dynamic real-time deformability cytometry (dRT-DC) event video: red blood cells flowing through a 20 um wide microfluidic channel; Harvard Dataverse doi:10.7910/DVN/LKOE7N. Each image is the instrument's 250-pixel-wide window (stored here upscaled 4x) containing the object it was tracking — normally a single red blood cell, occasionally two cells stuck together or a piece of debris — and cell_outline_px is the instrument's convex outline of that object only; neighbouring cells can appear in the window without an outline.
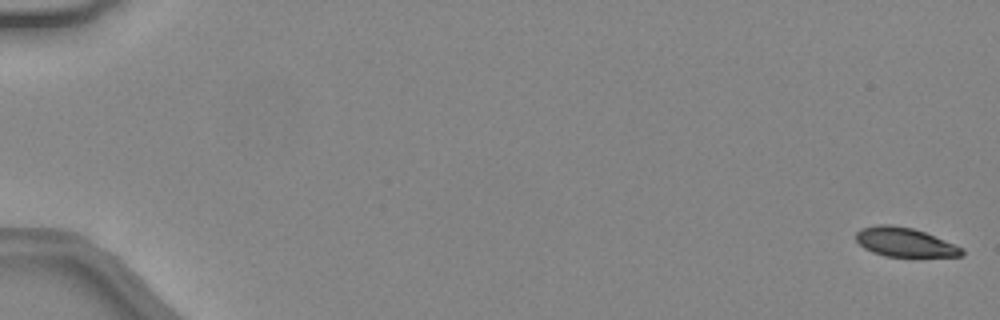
{"species": "common noctule bat (a hibernating species)", "species_latin": "Nyctalus noctula", "temperature_condition": "warm", "stored_images_in_passage": 48, "camera_frame_rate_fps": 3000, "um_per_image_px": 0.085, "animal": {"sex": "female", "body_mass_g": 24.6, "forearm_length_mm": 56.2}, "frame": {"image": 1, "passage_image": 1, "time_ms": 0.0, "image_size_px": [1000, 320], "cell_outline_px": [[964, 256], [916, 260], [884, 256], [872, 252], [864, 248], [856, 240], [856, 232], [860, 228], [880, 224], [888, 224], [912, 228], [924, 232], [964, 248]], "centroid_in_image_um": [76.97, 20.66], "position_along_channel_um": 8.0, "area_um2": 18.96}}
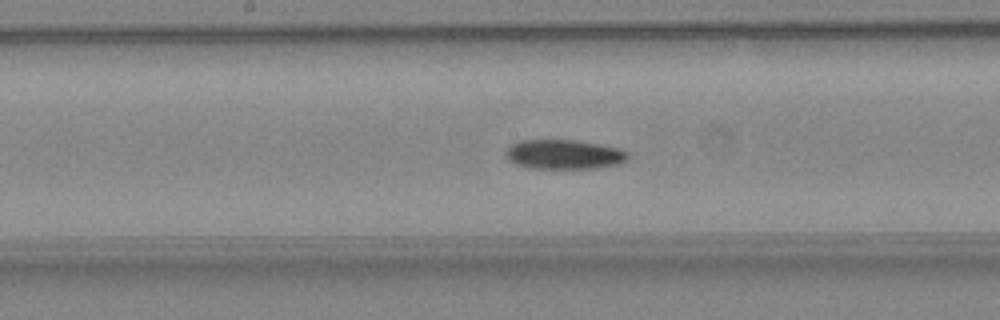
{"frame": {"image": 2, "passage_image": 27, "time_ms": 8.667, "image_size_px": [1000, 320], "cell_outline_px": [[628, 160], [620, 164], [596, 168], [528, 168], [516, 164], [508, 160], [504, 156], [504, 152], [508, 144], [520, 140], [576, 140], [620, 148], [628, 152]], "centroid_in_image_um": [47.9, 13.12], "position_along_channel_um": 200.3, "area_um2": 21.33}}
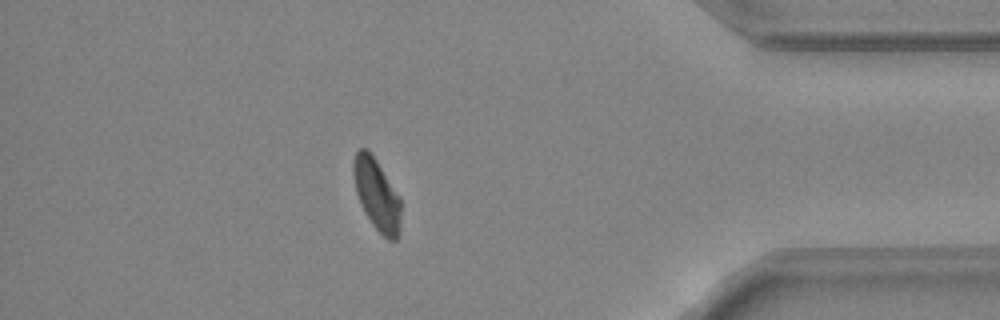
{"frame": {"image": 3, "passage_image": 43, "time_ms": 14.0, "image_size_px": [1000, 320], "cell_outline_px": [[400, 236], [396, 240], [388, 240], [372, 224], [364, 212], [360, 204], [356, 192], [352, 172], [352, 164], [356, 152], [360, 148], [368, 148], [400, 196]], "centroid_in_image_um": [32.02, 16.53], "position_along_channel_um": 403.2, "area_um2": 19.94}, "authors_computed_cell_mechanics": {"area_um2": 20.6057, "velocity_mm_per_s": 4.4333, "shape_relaxation_time_tau1_ms": 10.4243, "shape_relaxation_time_tau2_ms": 5.7251, "deformation_change_tau1": 0.2275, "deformation_change_tau2": 0.1112}}